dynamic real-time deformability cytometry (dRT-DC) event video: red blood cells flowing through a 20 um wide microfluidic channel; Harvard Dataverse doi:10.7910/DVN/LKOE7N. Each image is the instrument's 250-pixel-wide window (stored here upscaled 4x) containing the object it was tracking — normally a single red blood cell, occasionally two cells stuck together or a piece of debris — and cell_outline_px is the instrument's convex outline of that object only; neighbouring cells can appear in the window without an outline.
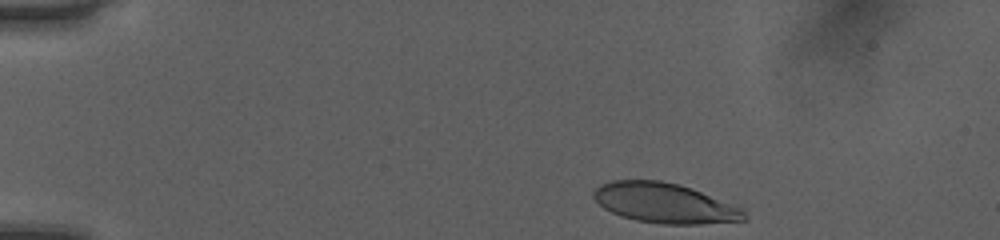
{"species": "human", "species_latin": "Homo sapiens", "temperature_condition": "room temperature", "stored_images_in_passage": 38, "camera_frame_rate_fps": 3000, "um_per_image_px": 0.085, "donor": {"sex": "female"}, "frame": {"image": 1, "passage_image": 1, "time_ms": 0.0, "image_size_px": [1000, 240], "cell_outline_px": [[748, 220], [700, 224], [660, 224], [636, 220], [620, 216], [604, 208], [592, 196], [592, 192], [600, 184], [612, 180], [660, 180], [680, 184], [692, 188], [744, 208]], "centroid_in_image_um": [56.52, 17.26], "position_along_channel_um": 28.5, "area_um2": 35.37}}
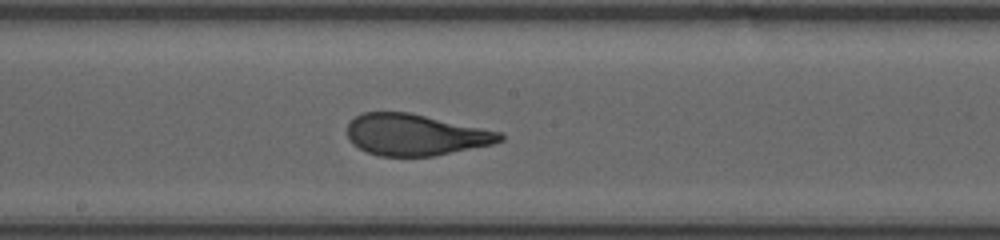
{"frame": {"image": 2, "passage_image": 21, "time_ms": 6.667, "image_size_px": [1000, 240], "cell_outline_px": [[504, 140], [492, 144], [432, 156], [380, 156], [368, 152], [352, 144], [348, 140], [348, 124], [356, 116], [364, 112], [408, 112], [500, 132], [504, 136]], "centroid_in_image_um": [35.28, 11.46], "position_along_channel_um": 212.9, "area_um2": 36.41}}
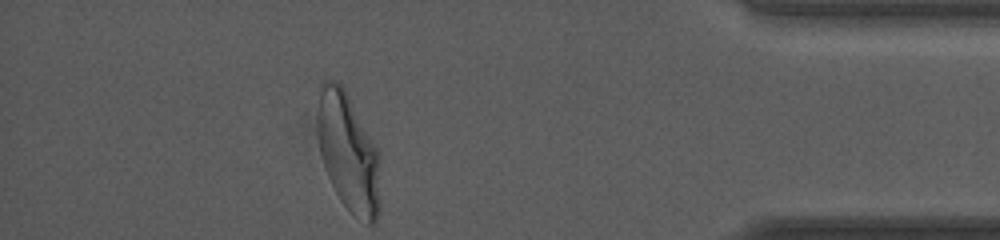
{"frame": {"image": 3, "passage_image": 38, "time_ms": 12.333, "image_size_px": [1000, 240], "cell_outline_px": [[380, 208], [376, 224], [368, 224], [352, 212], [340, 200], [328, 176], [320, 152], [316, 132], [316, 116], [320, 84], [324, 80], [336, 80], [344, 88], [380, 152]], "centroid_in_image_um": [29.61, 12.93], "position_along_channel_um": 405.6, "area_um2": 43.87}, "authors_computed_cell_mechanics": {"area_um2": 37.3677, "velocity_mm_per_s": 4.0565, "shape_relaxation_time_tau1_ms": 3.8875, "shape_relaxation_time_tau2_ms": null, "deformation_change_tau1": 0.176, "deformation_change_tau2": null}}